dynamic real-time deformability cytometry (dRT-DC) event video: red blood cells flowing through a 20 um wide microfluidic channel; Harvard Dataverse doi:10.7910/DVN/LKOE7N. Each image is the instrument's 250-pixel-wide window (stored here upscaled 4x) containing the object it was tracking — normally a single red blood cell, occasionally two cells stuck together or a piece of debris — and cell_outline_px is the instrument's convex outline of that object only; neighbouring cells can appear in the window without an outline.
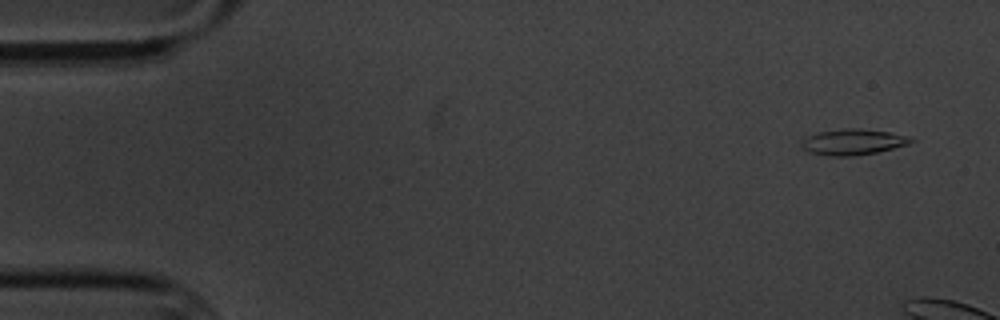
{"species": "common noctule bat (a hibernating species)", "species_latin": "Nyctalus noctula", "temperature_condition": "cold", "stored_images_in_passage": 3, "camera_frame_rate_fps": 3000, "um_per_image_px": 0.085, "animal": {"sex": "male", "body_mass_g": 20.1, "forearm_length_mm": 53.5}, "frame": {"image": 1, "passage_image": 1, "time_ms": 0.0, "image_size_px": [1000, 320], "cell_outline_px": [[916, 140], [908, 144], [876, 152], [856, 156], [828, 156], [808, 152], [800, 144], [808, 136], [820, 132], [844, 128], [860, 128], [888, 132], [908, 136]], "centroid_in_image_um": [72.51, 12.07], "position_along_channel_um": 12.5, "area_um2": 16.36}}